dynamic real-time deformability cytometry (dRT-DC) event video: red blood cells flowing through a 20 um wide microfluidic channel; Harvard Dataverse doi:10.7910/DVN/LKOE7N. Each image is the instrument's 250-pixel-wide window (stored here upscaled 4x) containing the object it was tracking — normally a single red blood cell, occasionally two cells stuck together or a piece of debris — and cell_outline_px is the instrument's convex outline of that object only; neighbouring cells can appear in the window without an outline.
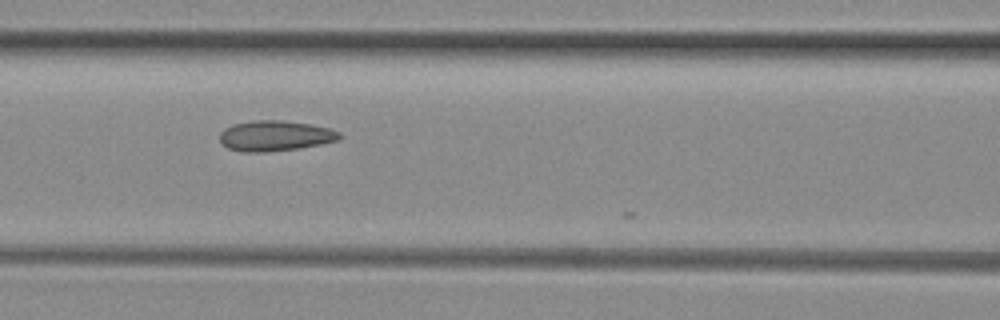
{"species": "common noctule bat (a hibernating species)", "species_latin": "Nyctalus noctula", "temperature_condition": "room temperature", "stored_images_in_passage": 6, "camera_frame_rate_fps": 3000, "um_per_image_px": 0.085, "animal": {"sex": "female", "body_mass_g": 29.2, "forearm_length_mm": 56.3}, "frame": {"image": 1, "passage_image": 6, "time_ms": 1.667, "image_size_px": [1000, 320], "cell_outline_px": [[344, 136], [340, 140], [300, 148], [264, 152], [240, 152], [228, 148], [220, 140], [220, 132], [224, 128], [232, 124], [256, 120], [280, 120], [312, 124], [332, 128], [340, 132]], "centroid_in_image_um": [23.43, 11.54], "position_along_channel_um": 143.2, "area_um2": 21.5}}